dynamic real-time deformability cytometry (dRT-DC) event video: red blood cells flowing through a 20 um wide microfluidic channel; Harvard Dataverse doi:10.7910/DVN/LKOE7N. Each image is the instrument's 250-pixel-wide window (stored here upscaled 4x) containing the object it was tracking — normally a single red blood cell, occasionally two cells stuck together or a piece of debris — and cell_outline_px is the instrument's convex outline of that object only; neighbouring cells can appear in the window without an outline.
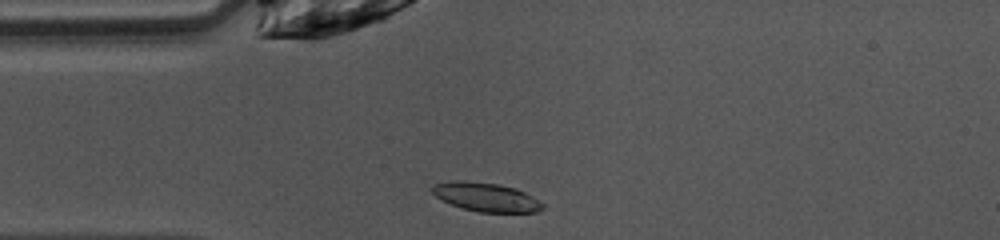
{"species": "common noctule bat (a hibernating species)", "species_latin": "Nyctalus noctula", "temperature_condition": "warm", "stored_images_in_passage": 38, "camera_frame_rate_fps": 3000, "um_per_image_px": 0.085, "animal": {"sex": "female", "body_mass_g": 10.0, "forearm_length_mm": 53.1}, "frame": {"image": 1, "passage_image": 1, "time_ms": 0.0, "image_size_px": [1000, 240], "cell_outline_px": [[544, 208], [536, 212], [480, 212], [460, 208], [440, 200], [432, 192], [432, 188], [436, 184], [452, 180], [464, 180], [496, 184], [516, 188], [524, 192], [544, 204]], "centroid_in_image_um": [41.29, 16.75], "position_along_channel_um": 43.7, "area_um2": 18.5}}
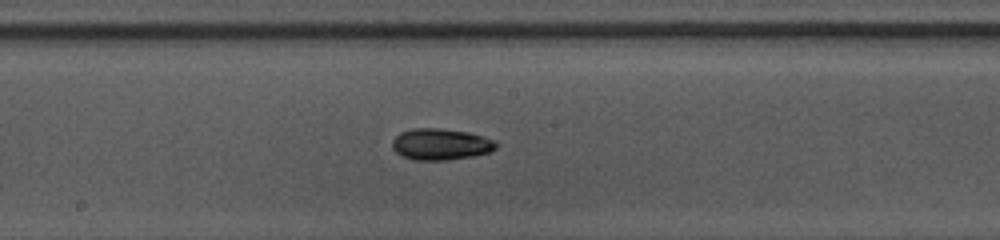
{"frame": {"image": 2, "passage_image": 14, "time_ms": 4.333, "image_size_px": [1000, 240], "cell_outline_px": [[500, 144], [492, 152], [472, 156], [448, 160], [412, 160], [396, 152], [392, 148], [392, 140], [400, 132], [412, 128], [440, 128], [468, 132], [496, 140]], "centroid_in_image_um": [37.49, 12.26], "position_along_channel_um": 210.7, "area_um2": 19.25}}
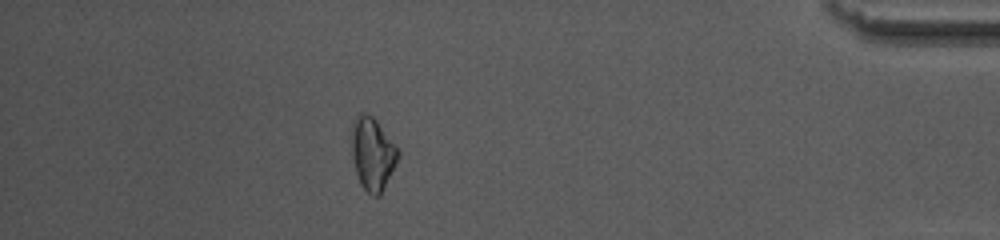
{"frame": {"image": 3, "passage_image": 32, "time_ms": 10.333, "image_size_px": [1000, 240], "cell_outline_px": [[400, 152], [380, 196], [372, 196], [360, 184], [356, 172], [352, 156], [352, 120], [360, 112], [364, 112], [372, 116], [376, 120], [400, 148]], "centroid_in_image_um": [31.66, 13.03], "position_along_channel_um": 403.5, "area_um2": 19.65}, "authors_computed_cell_mechanics": {"area_um2": 18.5538, "velocity_mm_per_s": 4.0686, "shape_relaxation_time_tau1_ms": 2.8238, "shape_relaxation_time_tau2_ms": 5.8679, "deformation_change_tau1": 0.1225, "deformation_change_tau2": 0.1131}}